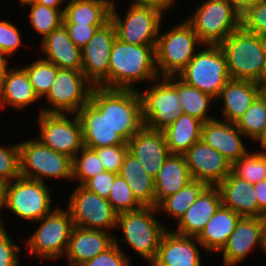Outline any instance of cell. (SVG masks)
Here are the masks:
<instances>
[{"label":"cell","mask_w":266,"mask_h":266,"mask_svg":"<svg viewBox=\"0 0 266 266\" xmlns=\"http://www.w3.org/2000/svg\"><path fill=\"white\" fill-rule=\"evenodd\" d=\"M177 0H131L129 4L133 5H143V6H152L160 9L166 15L170 9H172Z\"/></svg>","instance_id":"f907efd6"},{"label":"cell","mask_w":266,"mask_h":266,"mask_svg":"<svg viewBox=\"0 0 266 266\" xmlns=\"http://www.w3.org/2000/svg\"><path fill=\"white\" fill-rule=\"evenodd\" d=\"M155 48L125 43L116 37L109 57L108 88L138 90L135 84H149L159 78Z\"/></svg>","instance_id":"6da1fadb"},{"label":"cell","mask_w":266,"mask_h":266,"mask_svg":"<svg viewBox=\"0 0 266 266\" xmlns=\"http://www.w3.org/2000/svg\"><path fill=\"white\" fill-rule=\"evenodd\" d=\"M258 201V209L266 216V179L253 184Z\"/></svg>","instance_id":"816d5d0a"},{"label":"cell","mask_w":266,"mask_h":266,"mask_svg":"<svg viewBox=\"0 0 266 266\" xmlns=\"http://www.w3.org/2000/svg\"><path fill=\"white\" fill-rule=\"evenodd\" d=\"M128 152L154 179L165 160L171 154L163 131L153 130L145 125L127 142Z\"/></svg>","instance_id":"ffe728a7"},{"label":"cell","mask_w":266,"mask_h":266,"mask_svg":"<svg viewBox=\"0 0 266 266\" xmlns=\"http://www.w3.org/2000/svg\"><path fill=\"white\" fill-rule=\"evenodd\" d=\"M117 1L113 0L110 21L114 24L116 37L133 45L156 46L163 16L160 9L152 6L128 4L124 16L116 9Z\"/></svg>","instance_id":"9c48e42d"},{"label":"cell","mask_w":266,"mask_h":266,"mask_svg":"<svg viewBox=\"0 0 266 266\" xmlns=\"http://www.w3.org/2000/svg\"><path fill=\"white\" fill-rule=\"evenodd\" d=\"M177 76L214 99L231 79L225 54L219 44H203Z\"/></svg>","instance_id":"52a82bcc"},{"label":"cell","mask_w":266,"mask_h":266,"mask_svg":"<svg viewBox=\"0 0 266 266\" xmlns=\"http://www.w3.org/2000/svg\"><path fill=\"white\" fill-rule=\"evenodd\" d=\"M51 192L47 183L20 176L6 183L4 208L25 223H35L53 210Z\"/></svg>","instance_id":"8fae6325"},{"label":"cell","mask_w":266,"mask_h":266,"mask_svg":"<svg viewBox=\"0 0 266 266\" xmlns=\"http://www.w3.org/2000/svg\"><path fill=\"white\" fill-rule=\"evenodd\" d=\"M36 223L39 226L24 241L28 256L49 261L64 259L74 227L68 210L58 204Z\"/></svg>","instance_id":"5b68a950"},{"label":"cell","mask_w":266,"mask_h":266,"mask_svg":"<svg viewBox=\"0 0 266 266\" xmlns=\"http://www.w3.org/2000/svg\"><path fill=\"white\" fill-rule=\"evenodd\" d=\"M165 78L177 90L182 113L193 116L203 123L216 118L212 114L209 115L210 109L213 107L211 104L216 103V99L211 95L185 83L177 75L166 76Z\"/></svg>","instance_id":"d6a6232c"},{"label":"cell","mask_w":266,"mask_h":266,"mask_svg":"<svg viewBox=\"0 0 266 266\" xmlns=\"http://www.w3.org/2000/svg\"><path fill=\"white\" fill-rule=\"evenodd\" d=\"M21 177L47 183L48 179L72 180V158L46 147L38 139L19 142Z\"/></svg>","instance_id":"30bf717a"},{"label":"cell","mask_w":266,"mask_h":266,"mask_svg":"<svg viewBox=\"0 0 266 266\" xmlns=\"http://www.w3.org/2000/svg\"><path fill=\"white\" fill-rule=\"evenodd\" d=\"M21 67L27 72L35 93L42 99L55 81L58 67L42 57Z\"/></svg>","instance_id":"74e56055"},{"label":"cell","mask_w":266,"mask_h":266,"mask_svg":"<svg viewBox=\"0 0 266 266\" xmlns=\"http://www.w3.org/2000/svg\"><path fill=\"white\" fill-rule=\"evenodd\" d=\"M192 179L217 186L231 172L232 164L202 140L195 142L184 154Z\"/></svg>","instance_id":"ac0fdd59"},{"label":"cell","mask_w":266,"mask_h":266,"mask_svg":"<svg viewBox=\"0 0 266 266\" xmlns=\"http://www.w3.org/2000/svg\"><path fill=\"white\" fill-rule=\"evenodd\" d=\"M25 7L30 8L28 14L30 26L36 34H39L38 36H41V40L63 24L64 9L50 8L36 2L27 4L23 9Z\"/></svg>","instance_id":"8d00e7d4"},{"label":"cell","mask_w":266,"mask_h":266,"mask_svg":"<svg viewBox=\"0 0 266 266\" xmlns=\"http://www.w3.org/2000/svg\"><path fill=\"white\" fill-rule=\"evenodd\" d=\"M180 22L169 30H162L163 22L160 27L155 48L159 77L177 75L203 45L192 26L185 19Z\"/></svg>","instance_id":"277c9868"},{"label":"cell","mask_w":266,"mask_h":266,"mask_svg":"<svg viewBox=\"0 0 266 266\" xmlns=\"http://www.w3.org/2000/svg\"><path fill=\"white\" fill-rule=\"evenodd\" d=\"M232 172L252 185L266 179V153L249 151L232 165Z\"/></svg>","instance_id":"f35d334b"},{"label":"cell","mask_w":266,"mask_h":266,"mask_svg":"<svg viewBox=\"0 0 266 266\" xmlns=\"http://www.w3.org/2000/svg\"><path fill=\"white\" fill-rule=\"evenodd\" d=\"M260 94V85L256 82L231 78L216 98V102L223 104L220 119L235 123Z\"/></svg>","instance_id":"cb8c5ba5"},{"label":"cell","mask_w":266,"mask_h":266,"mask_svg":"<svg viewBox=\"0 0 266 266\" xmlns=\"http://www.w3.org/2000/svg\"><path fill=\"white\" fill-rule=\"evenodd\" d=\"M101 163L108 172L119 174L124 157L128 152V145H115L94 149Z\"/></svg>","instance_id":"f6af8a7d"},{"label":"cell","mask_w":266,"mask_h":266,"mask_svg":"<svg viewBox=\"0 0 266 266\" xmlns=\"http://www.w3.org/2000/svg\"><path fill=\"white\" fill-rule=\"evenodd\" d=\"M157 207L142 206L141 208L118 214L116 228L123 234V239L114 235V243L121 248L128 245L137 256L150 264L154 261L160 241L169 229L159 221Z\"/></svg>","instance_id":"3957f363"},{"label":"cell","mask_w":266,"mask_h":266,"mask_svg":"<svg viewBox=\"0 0 266 266\" xmlns=\"http://www.w3.org/2000/svg\"><path fill=\"white\" fill-rule=\"evenodd\" d=\"M235 125L247 140L259 143L266 134V99L260 94Z\"/></svg>","instance_id":"d590c367"},{"label":"cell","mask_w":266,"mask_h":266,"mask_svg":"<svg viewBox=\"0 0 266 266\" xmlns=\"http://www.w3.org/2000/svg\"><path fill=\"white\" fill-rule=\"evenodd\" d=\"M241 26L259 36L266 34V0H258L241 13Z\"/></svg>","instance_id":"7bdbcfd3"},{"label":"cell","mask_w":266,"mask_h":266,"mask_svg":"<svg viewBox=\"0 0 266 266\" xmlns=\"http://www.w3.org/2000/svg\"><path fill=\"white\" fill-rule=\"evenodd\" d=\"M221 205L219 189L210 186L184 213L176 229L171 230L180 235L197 237Z\"/></svg>","instance_id":"484cf974"},{"label":"cell","mask_w":266,"mask_h":266,"mask_svg":"<svg viewBox=\"0 0 266 266\" xmlns=\"http://www.w3.org/2000/svg\"><path fill=\"white\" fill-rule=\"evenodd\" d=\"M192 180L183 154H170L154 178L156 207L167 196L180 191Z\"/></svg>","instance_id":"f546056e"},{"label":"cell","mask_w":266,"mask_h":266,"mask_svg":"<svg viewBox=\"0 0 266 266\" xmlns=\"http://www.w3.org/2000/svg\"><path fill=\"white\" fill-rule=\"evenodd\" d=\"M210 185L204 180L192 179L180 191L164 198L158 205V215H168L177 223L197 198ZM161 213V214H160Z\"/></svg>","instance_id":"e575fe53"},{"label":"cell","mask_w":266,"mask_h":266,"mask_svg":"<svg viewBox=\"0 0 266 266\" xmlns=\"http://www.w3.org/2000/svg\"><path fill=\"white\" fill-rule=\"evenodd\" d=\"M201 140L222 154L232 165L250 151L245 143L247 138L235 123L218 119L217 116L203 123Z\"/></svg>","instance_id":"d6986e66"},{"label":"cell","mask_w":266,"mask_h":266,"mask_svg":"<svg viewBox=\"0 0 266 266\" xmlns=\"http://www.w3.org/2000/svg\"><path fill=\"white\" fill-rule=\"evenodd\" d=\"M15 240L5 227H0V266H19V252L23 247L15 244Z\"/></svg>","instance_id":"7dc6e473"},{"label":"cell","mask_w":266,"mask_h":266,"mask_svg":"<svg viewBox=\"0 0 266 266\" xmlns=\"http://www.w3.org/2000/svg\"><path fill=\"white\" fill-rule=\"evenodd\" d=\"M192 12L185 20L203 44H220L241 27L242 12L228 0H203Z\"/></svg>","instance_id":"ba28073f"},{"label":"cell","mask_w":266,"mask_h":266,"mask_svg":"<svg viewBox=\"0 0 266 266\" xmlns=\"http://www.w3.org/2000/svg\"><path fill=\"white\" fill-rule=\"evenodd\" d=\"M203 122L185 113L163 131L171 154H184L195 142L201 140Z\"/></svg>","instance_id":"836d02e7"},{"label":"cell","mask_w":266,"mask_h":266,"mask_svg":"<svg viewBox=\"0 0 266 266\" xmlns=\"http://www.w3.org/2000/svg\"><path fill=\"white\" fill-rule=\"evenodd\" d=\"M114 244V234L103 230H89L74 226L65 258L68 266H80L106 251Z\"/></svg>","instance_id":"7402d4cb"},{"label":"cell","mask_w":266,"mask_h":266,"mask_svg":"<svg viewBox=\"0 0 266 266\" xmlns=\"http://www.w3.org/2000/svg\"><path fill=\"white\" fill-rule=\"evenodd\" d=\"M266 82V56L263 64V68L261 71V84Z\"/></svg>","instance_id":"6f0895ef"},{"label":"cell","mask_w":266,"mask_h":266,"mask_svg":"<svg viewBox=\"0 0 266 266\" xmlns=\"http://www.w3.org/2000/svg\"><path fill=\"white\" fill-rule=\"evenodd\" d=\"M261 95L266 99V82L260 85Z\"/></svg>","instance_id":"94428289"},{"label":"cell","mask_w":266,"mask_h":266,"mask_svg":"<svg viewBox=\"0 0 266 266\" xmlns=\"http://www.w3.org/2000/svg\"><path fill=\"white\" fill-rule=\"evenodd\" d=\"M107 200L117 214L134 211L142 207L126 180L119 174L115 177Z\"/></svg>","instance_id":"60d3db41"},{"label":"cell","mask_w":266,"mask_h":266,"mask_svg":"<svg viewBox=\"0 0 266 266\" xmlns=\"http://www.w3.org/2000/svg\"><path fill=\"white\" fill-rule=\"evenodd\" d=\"M131 255L125 254L124 250L115 243L106 251L80 266H131Z\"/></svg>","instance_id":"bcb514c9"},{"label":"cell","mask_w":266,"mask_h":266,"mask_svg":"<svg viewBox=\"0 0 266 266\" xmlns=\"http://www.w3.org/2000/svg\"><path fill=\"white\" fill-rule=\"evenodd\" d=\"M260 144V149L262 150V152L266 153V134L265 136L261 139V141L259 142Z\"/></svg>","instance_id":"680465c9"},{"label":"cell","mask_w":266,"mask_h":266,"mask_svg":"<svg viewBox=\"0 0 266 266\" xmlns=\"http://www.w3.org/2000/svg\"><path fill=\"white\" fill-rule=\"evenodd\" d=\"M222 206L235 211L241 217H266L258 209L255 189L248 181L231 172L217 185Z\"/></svg>","instance_id":"603a6c76"},{"label":"cell","mask_w":266,"mask_h":266,"mask_svg":"<svg viewBox=\"0 0 266 266\" xmlns=\"http://www.w3.org/2000/svg\"><path fill=\"white\" fill-rule=\"evenodd\" d=\"M67 2V0H36V3L40 5L56 9H64Z\"/></svg>","instance_id":"db71d44e"},{"label":"cell","mask_w":266,"mask_h":266,"mask_svg":"<svg viewBox=\"0 0 266 266\" xmlns=\"http://www.w3.org/2000/svg\"><path fill=\"white\" fill-rule=\"evenodd\" d=\"M10 57L7 56L5 53L0 51V86L2 84V81L4 79V77L7 74V71L9 70V68L11 67V62L9 63Z\"/></svg>","instance_id":"f5cc1de1"},{"label":"cell","mask_w":266,"mask_h":266,"mask_svg":"<svg viewBox=\"0 0 266 266\" xmlns=\"http://www.w3.org/2000/svg\"><path fill=\"white\" fill-rule=\"evenodd\" d=\"M72 42L79 48H83L92 38L97 29L102 26L63 24Z\"/></svg>","instance_id":"681fc988"},{"label":"cell","mask_w":266,"mask_h":266,"mask_svg":"<svg viewBox=\"0 0 266 266\" xmlns=\"http://www.w3.org/2000/svg\"><path fill=\"white\" fill-rule=\"evenodd\" d=\"M240 218L235 211L221 205L197 236L203 251L219 254Z\"/></svg>","instance_id":"f1b7e54d"},{"label":"cell","mask_w":266,"mask_h":266,"mask_svg":"<svg viewBox=\"0 0 266 266\" xmlns=\"http://www.w3.org/2000/svg\"><path fill=\"white\" fill-rule=\"evenodd\" d=\"M22 34L17 25L10 20H0V51L5 53L10 59L25 42L22 40Z\"/></svg>","instance_id":"ee69618b"},{"label":"cell","mask_w":266,"mask_h":266,"mask_svg":"<svg viewBox=\"0 0 266 266\" xmlns=\"http://www.w3.org/2000/svg\"><path fill=\"white\" fill-rule=\"evenodd\" d=\"M65 207L74 226L89 230H116L118 214L107 199L91 192L82 185H77L70 193Z\"/></svg>","instance_id":"5bb4252c"},{"label":"cell","mask_w":266,"mask_h":266,"mask_svg":"<svg viewBox=\"0 0 266 266\" xmlns=\"http://www.w3.org/2000/svg\"><path fill=\"white\" fill-rule=\"evenodd\" d=\"M5 187H6V183L3 182L2 180H0V227H5L6 225H4V221L2 219V209H4L5 207Z\"/></svg>","instance_id":"11a10c76"},{"label":"cell","mask_w":266,"mask_h":266,"mask_svg":"<svg viewBox=\"0 0 266 266\" xmlns=\"http://www.w3.org/2000/svg\"><path fill=\"white\" fill-rule=\"evenodd\" d=\"M115 39V27L109 21L97 29L89 42L81 48V71L93 86L108 88L109 57Z\"/></svg>","instance_id":"e0dca14e"},{"label":"cell","mask_w":266,"mask_h":266,"mask_svg":"<svg viewBox=\"0 0 266 266\" xmlns=\"http://www.w3.org/2000/svg\"><path fill=\"white\" fill-rule=\"evenodd\" d=\"M20 176L19 143H13V145L0 144V180L9 183Z\"/></svg>","instance_id":"b9f144b4"},{"label":"cell","mask_w":266,"mask_h":266,"mask_svg":"<svg viewBox=\"0 0 266 266\" xmlns=\"http://www.w3.org/2000/svg\"><path fill=\"white\" fill-rule=\"evenodd\" d=\"M113 0H68L63 24L104 26L110 21Z\"/></svg>","instance_id":"4dcf8cb0"},{"label":"cell","mask_w":266,"mask_h":266,"mask_svg":"<svg viewBox=\"0 0 266 266\" xmlns=\"http://www.w3.org/2000/svg\"><path fill=\"white\" fill-rule=\"evenodd\" d=\"M19 1V6H21L20 8H23L24 6H26L27 4L36 2V0H18Z\"/></svg>","instance_id":"91938a15"},{"label":"cell","mask_w":266,"mask_h":266,"mask_svg":"<svg viewBox=\"0 0 266 266\" xmlns=\"http://www.w3.org/2000/svg\"><path fill=\"white\" fill-rule=\"evenodd\" d=\"M105 169L96 151L84 146L72 159V180L83 185L90 178L104 172Z\"/></svg>","instance_id":"ab89813d"},{"label":"cell","mask_w":266,"mask_h":266,"mask_svg":"<svg viewBox=\"0 0 266 266\" xmlns=\"http://www.w3.org/2000/svg\"><path fill=\"white\" fill-rule=\"evenodd\" d=\"M89 102L126 142L144 126L139 89L94 86Z\"/></svg>","instance_id":"7a4b0ae2"},{"label":"cell","mask_w":266,"mask_h":266,"mask_svg":"<svg viewBox=\"0 0 266 266\" xmlns=\"http://www.w3.org/2000/svg\"><path fill=\"white\" fill-rule=\"evenodd\" d=\"M142 90L139 93L146 127L162 131L181 115L180 97L165 77L153 80L147 89Z\"/></svg>","instance_id":"9a60e30c"},{"label":"cell","mask_w":266,"mask_h":266,"mask_svg":"<svg viewBox=\"0 0 266 266\" xmlns=\"http://www.w3.org/2000/svg\"><path fill=\"white\" fill-rule=\"evenodd\" d=\"M201 247L203 249L197 237L177 234L170 227L164 233L150 266H202Z\"/></svg>","instance_id":"44dd1931"},{"label":"cell","mask_w":266,"mask_h":266,"mask_svg":"<svg viewBox=\"0 0 266 266\" xmlns=\"http://www.w3.org/2000/svg\"><path fill=\"white\" fill-rule=\"evenodd\" d=\"M234 5L240 12H243L249 5L258 0H228Z\"/></svg>","instance_id":"9f6ffc18"},{"label":"cell","mask_w":266,"mask_h":266,"mask_svg":"<svg viewBox=\"0 0 266 266\" xmlns=\"http://www.w3.org/2000/svg\"><path fill=\"white\" fill-rule=\"evenodd\" d=\"M117 175L118 174L114 172L104 171L87 180L82 186L98 194L100 197L108 199L111 187Z\"/></svg>","instance_id":"c3c4849f"},{"label":"cell","mask_w":266,"mask_h":266,"mask_svg":"<svg viewBox=\"0 0 266 266\" xmlns=\"http://www.w3.org/2000/svg\"><path fill=\"white\" fill-rule=\"evenodd\" d=\"M39 47L40 57L58 68L82 70L81 48L72 42L63 24L41 40Z\"/></svg>","instance_id":"d4e9b609"},{"label":"cell","mask_w":266,"mask_h":266,"mask_svg":"<svg viewBox=\"0 0 266 266\" xmlns=\"http://www.w3.org/2000/svg\"><path fill=\"white\" fill-rule=\"evenodd\" d=\"M264 50L266 51V34L260 36Z\"/></svg>","instance_id":"6125c7cd"},{"label":"cell","mask_w":266,"mask_h":266,"mask_svg":"<svg viewBox=\"0 0 266 266\" xmlns=\"http://www.w3.org/2000/svg\"><path fill=\"white\" fill-rule=\"evenodd\" d=\"M41 100L30 83L27 72L19 65L7 71L0 86V109L20 111Z\"/></svg>","instance_id":"83f0119b"},{"label":"cell","mask_w":266,"mask_h":266,"mask_svg":"<svg viewBox=\"0 0 266 266\" xmlns=\"http://www.w3.org/2000/svg\"><path fill=\"white\" fill-rule=\"evenodd\" d=\"M119 175L126 180L142 206L156 207L154 179L129 152L124 157Z\"/></svg>","instance_id":"1f68e13d"},{"label":"cell","mask_w":266,"mask_h":266,"mask_svg":"<svg viewBox=\"0 0 266 266\" xmlns=\"http://www.w3.org/2000/svg\"><path fill=\"white\" fill-rule=\"evenodd\" d=\"M257 248L266 253V217H241L219 252L222 254V266L242 263Z\"/></svg>","instance_id":"2e32d148"},{"label":"cell","mask_w":266,"mask_h":266,"mask_svg":"<svg viewBox=\"0 0 266 266\" xmlns=\"http://www.w3.org/2000/svg\"><path fill=\"white\" fill-rule=\"evenodd\" d=\"M94 86L85 78L82 71L58 68L55 81L42 100L47 107L39 113L77 114L90 100Z\"/></svg>","instance_id":"7c38bea8"},{"label":"cell","mask_w":266,"mask_h":266,"mask_svg":"<svg viewBox=\"0 0 266 266\" xmlns=\"http://www.w3.org/2000/svg\"><path fill=\"white\" fill-rule=\"evenodd\" d=\"M83 131L84 146L92 149L115 145H127V142L110 126L90 102L77 113Z\"/></svg>","instance_id":"4316f807"},{"label":"cell","mask_w":266,"mask_h":266,"mask_svg":"<svg viewBox=\"0 0 266 266\" xmlns=\"http://www.w3.org/2000/svg\"><path fill=\"white\" fill-rule=\"evenodd\" d=\"M36 120L39 133L35 138L46 147L72 159L84 147L82 126L77 114L39 113Z\"/></svg>","instance_id":"4fadbf2b"},{"label":"cell","mask_w":266,"mask_h":266,"mask_svg":"<svg viewBox=\"0 0 266 266\" xmlns=\"http://www.w3.org/2000/svg\"><path fill=\"white\" fill-rule=\"evenodd\" d=\"M219 46L225 54L232 79L251 80L261 85V71L266 51L259 35L248 32L241 26Z\"/></svg>","instance_id":"8992f818"}]
</instances>
